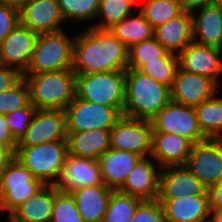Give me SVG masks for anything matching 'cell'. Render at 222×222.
<instances>
[{"instance_id":"cell-1","label":"cell","mask_w":222,"mask_h":222,"mask_svg":"<svg viewBox=\"0 0 222 222\" xmlns=\"http://www.w3.org/2000/svg\"><path fill=\"white\" fill-rule=\"evenodd\" d=\"M87 27L74 38V74L126 70L129 48L110 30Z\"/></svg>"},{"instance_id":"cell-2","label":"cell","mask_w":222,"mask_h":222,"mask_svg":"<svg viewBox=\"0 0 222 222\" xmlns=\"http://www.w3.org/2000/svg\"><path fill=\"white\" fill-rule=\"evenodd\" d=\"M170 101V87L139 70H125L124 117L151 120Z\"/></svg>"},{"instance_id":"cell-3","label":"cell","mask_w":222,"mask_h":222,"mask_svg":"<svg viewBox=\"0 0 222 222\" xmlns=\"http://www.w3.org/2000/svg\"><path fill=\"white\" fill-rule=\"evenodd\" d=\"M29 86L30 103L36 110H64L75 98L72 70L23 74Z\"/></svg>"},{"instance_id":"cell-4","label":"cell","mask_w":222,"mask_h":222,"mask_svg":"<svg viewBox=\"0 0 222 222\" xmlns=\"http://www.w3.org/2000/svg\"><path fill=\"white\" fill-rule=\"evenodd\" d=\"M74 38L64 30L39 34L24 74L72 70Z\"/></svg>"},{"instance_id":"cell-5","label":"cell","mask_w":222,"mask_h":222,"mask_svg":"<svg viewBox=\"0 0 222 222\" xmlns=\"http://www.w3.org/2000/svg\"><path fill=\"white\" fill-rule=\"evenodd\" d=\"M68 154L67 141L17 146L14 157L45 185H56Z\"/></svg>"},{"instance_id":"cell-6","label":"cell","mask_w":222,"mask_h":222,"mask_svg":"<svg viewBox=\"0 0 222 222\" xmlns=\"http://www.w3.org/2000/svg\"><path fill=\"white\" fill-rule=\"evenodd\" d=\"M75 91L82 100L124 109L125 70L75 74Z\"/></svg>"},{"instance_id":"cell-7","label":"cell","mask_w":222,"mask_h":222,"mask_svg":"<svg viewBox=\"0 0 222 222\" xmlns=\"http://www.w3.org/2000/svg\"><path fill=\"white\" fill-rule=\"evenodd\" d=\"M45 184L15 157L0 171V209L9 215Z\"/></svg>"},{"instance_id":"cell-8","label":"cell","mask_w":222,"mask_h":222,"mask_svg":"<svg viewBox=\"0 0 222 222\" xmlns=\"http://www.w3.org/2000/svg\"><path fill=\"white\" fill-rule=\"evenodd\" d=\"M124 109H114L77 98L64 109L67 132L111 129L123 116Z\"/></svg>"},{"instance_id":"cell-9","label":"cell","mask_w":222,"mask_h":222,"mask_svg":"<svg viewBox=\"0 0 222 222\" xmlns=\"http://www.w3.org/2000/svg\"><path fill=\"white\" fill-rule=\"evenodd\" d=\"M153 133L179 135L193 144L207 139L202 134L194 107L170 101L150 120Z\"/></svg>"},{"instance_id":"cell-10","label":"cell","mask_w":222,"mask_h":222,"mask_svg":"<svg viewBox=\"0 0 222 222\" xmlns=\"http://www.w3.org/2000/svg\"><path fill=\"white\" fill-rule=\"evenodd\" d=\"M185 166L207 190L222 182V140L193 144Z\"/></svg>"},{"instance_id":"cell-11","label":"cell","mask_w":222,"mask_h":222,"mask_svg":"<svg viewBox=\"0 0 222 222\" xmlns=\"http://www.w3.org/2000/svg\"><path fill=\"white\" fill-rule=\"evenodd\" d=\"M150 120L122 118L110 129V148L150 156L152 150Z\"/></svg>"},{"instance_id":"cell-12","label":"cell","mask_w":222,"mask_h":222,"mask_svg":"<svg viewBox=\"0 0 222 222\" xmlns=\"http://www.w3.org/2000/svg\"><path fill=\"white\" fill-rule=\"evenodd\" d=\"M66 140L64 110H36L29 128L18 141L17 146H35L46 142Z\"/></svg>"},{"instance_id":"cell-13","label":"cell","mask_w":222,"mask_h":222,"mask_svg":"<svg viewBox=\"0 0 222 222\" xmlns=\"http://www.w3.org/2000/svg\"><path fill=\"white\" fill-rule=\"evenodd\" d=\"M20 24L38 34L64 30L57 0H25L19 7Z\"/></svg>"},{"instance_id":"cell-14","label":"cell","mask_w":222,"mask_h":222,"mask_svg":"<svg viewBox=\"0 0 222 222\" xmlns=\"http://www.w3.org/2000/svg\"><path fill=\"white\" fill-rule=\"evenodd\" d=\"M178 67L211 79L217 86L222 75V50L191 42L178 55Z\"/></svg>"},{"instance_id":"cell-15","label":"cell","mask_w":222,"mask_h":222,"mask_svg":"<svg viewBox=\"0 0 222 222\" xmlns=\"http://www.w3.org/2000/svg\"><path fill=\"white\" fill-rule=\"evenodd\" d=\"M218 87L211 79L178 67L173 85L170 88L171 100L186 106L196 107L217 93Z\"/></svg>"},{"instance_id":"cell-16","label":"cell","mask_w":222,"mask_h":222,"mask_svg":"<svg viewBox=\"0 0 222 222\" xmlns=\"http://www.w3.org/2000/svg\"><path fill=\"white\" fill-rule=\"evenodd\" d=\"M39 34L19 25L0 44V63L24 74Z\"/></svg>"},{"instance_id":"cell-17","label":"cell","mask_w":222,"mask_h":222,"mask_svg":"<svg viewBox=\"0 0 222 222\" xmlns=\"http://www.w3.org/2000/svg\"><path fill=\"white\" fill-rule=\"evenodd\" d=\"M104 184L97 160L67 154L61 176L55 185L71 193L77 188Z\"/></svg>"},{"instance_id":"cell-18","label":"cell","mask_w":222,"mask_h":222,"mask_svg":"<svg viewBox=\"0 0 222 222\" xmlns=\"http://www.w3.org/2000/svg\"><path fill=\"white\" fill-rule=\"evenodd\" d=\"M207 189L185 165L161 168L157 199L203 195Z\"/></svg>"},{"instance_id":"cell-19","label":"cell","mask_w":222,"mask_h":222,"mask_svg":"<svg viewBox=\"0 0 222 222\" xmlns=\"http://www.w3.org/2000/svg\"><path fill=\"white\" fill-rule=\"evenodd\" d=\"M155 162L151 156L142 157L118 191L141 200L157 199L161 167Z\"/></svg>"},{"instance_id":"cell-20","label":"cell","mask_w":222,"mask_h":222,"mask_svg":"<svg viewBox=\"0 0 222 222\" xmlns=\"http://www.w3.org/2000/svg\"><path fill=\"white\" fill-rule=\"evenodd\" d=\"M164 212L165 222H209L208 192L198 196L175 199H157Z\"/></svg>"},{"instance_id":"cell-21","label":"cell","mask_w":222,"mask_h":222,"mask_svg":"<svg viewBox=\"0 0 222 222\" xmlns=\"http://www.w3.org/2000/svg\"><path fill=\"white\" fill-rule=\"evenodd\" d=\"M142 157L136 153L109 148L97 161L104 184L118 191Z\"/></svg>"},{"instance_id":"cell-22","label":"cell","mask_w":222,"mask_h":222,"mask_svg":"<svg viewBox=\"0 0 222 222\" xmlns=\"http://www.w3.org/2000/svg\"><path fill=\"white\" fill-rule=\"evenodd\" d=\"M193 143L179 135L152 133L150 156L159 167L186 165Z\"/></svg>"},{"instance_id":"cell-23","label":"cell","mask_w":222,"mask_h":222,"mask_svg":"<svg viewBox=\"0 0 222 222\" xmlns=\"http://www.w3.org/2000/svg\"><path fill=\"white\" fill-rule=\"evenodd\" d=\"M191 14L193 42L222 50V9L214 4Z\"/></svg>"},{"instance_id":"cell-24","label":"cell","mask_w":222,"mask_h":222,"mask_svg":"<svg viewBox=\"0 0 222 222\" xmlns=\"http://www.w3.org/2000/svg\"><path fill=\"white\" fill-rule=\"evenodd\" d=\"M153 37L170 53L178 55L192 41V14L184 11L179 16L156 27Z\"/></svg>"},{"instance_id":"cell-25","label":"cell","mask_w":222,"mask_h":222,"mask_svg":"<svg viewBox=\"0 0 222 222\" xmlns=\"http://www.w3.org/2000/svg\"><path fill=\"white\" fill-rule=\"evenodd\" d=\"M66 141L69 155L98 160L110 148V129L67 132Z\"/></svg>"},{"instance_id":"cell-26","label":"cell","mask_w":222,"mask_h":222,"mask_svg":"<svg viewBox=\"0 0 222 222\" xmlns=\"http://www.w3.org/2000/svg\"><path fill=\"white\" fill-rule=\"evenodd\" d=\"M112 191L101 184L77 188L71 192L84 222H102Z\"/></svg>"},{"instance_id":"cell-27","label":"cell","mask_w":222,"mask_h":222,"mask_svg":"<svg viewBox=\"0 0 222 222\" xmlns=\"http://www.w3.org/2000/svg\"><path fill=\"white\" fill-rule=\"evenodd\" d=\"M54 203V185H45L29 200L15 208L6 222H50Z\"/></svg>"},{"instance_id":"cell-28","label":"cell","mask_w":222,"mask_h":222,"mask_svg":"<svg viewBox=\"0 0 222 222\" xmlns=\"http://www.w3.org/2000/svg\"><path fill=\"white\" fill-rule=\"evenodd\" d=\"M216 94L194 107V110L204 137L222 140V97H217Z\"/></svg>"},{"instance_id":"cell-29","label":"cell","mask_w":222,"mask_h":222,"mask_svg":"<svg viewBox=\"0 0 222 222\" xmlns=\"http://www.w3.org/2000/svg\"><path fill=\"white\" fill-rule=\"evenodd\" d=\"M109 30L128 48L136 43L151 39L154 32V29L138 9L134 16L132 14L126 17Z\"/></svg>"},{"instance_id":"cell-30","label":"cell","mask_w":222,"mask_h":222,"mask_svg":"<svg viewBox=\"0 0 222 222\" xmlns=\"http://www.w3.org/2000/svg\"><path fill=\"white\" fill-rule=\"evenodd\" d=\"M137 4V5H136ZM138 9L136 0H100L96 20L91 27L109 30L115 24L134 14Z\"/></svg>"},{"instance_id":"cell-31","label":"cell","mask_w":222,"mask_h":222,"mask_svg":"<svg viewBox=\"0 0 222 222\" xmlns=\"http://www.w3.org/2000/svg\"><path fill=\"white\" fill-rule=\"evenodd\" d=\"M141 1L138 3V10L143 14L153 29L184 12L181 0Z\"/></svg>"},{"instance_id":"cell-32","label":"cell","mask_w":222,"mask_h":222,"mask_svg":"<svg viewBox=\"0 0 222 222\" xmlns=\"http://www.w3.org/2000/svg\"><path fill=\"white\" fill-rule=\"evenodd\" d=\"M142 201L120 191H112L102 222H130Z\"/></svg>"},{"instance_id":"cell-33","label":"cell","mask_w":222,"mask_h":222,"mask_svg":"<svg viewBox=\"0 0 222 222\" xmlns=\"http://www.w3.org/2000/svg\"><path fill=\"white\" fill-rule=\"evenodd\" d=\"M61 14L66 21L72 23H89L96 18L100 0H57ZM91 21V23H90Z\"/></svg>"},{"instance_id":"cell-34","label":"cell","mask_w":222,"mask_h":222,"mask_svg":"<svg viewBox=\"0 0 222 222\" xmlns=\"http://www.w3.org/2000/svg\"><path fill=\"white\" fill-rule=\"evenodd\" d=\"M168 51L154 38L136 43L128 50L127 68L140 70L147 62L157 61Z\"/></svg>"},{"instance_id":"cell-35","label":"cell","mask_w":222,"mask_h":222,"mask_svg":"<svg viewBox=\"0 0 222 222\" xmlns=\"http://www.w3.org/2000/svg\"><path fill=\"white\" fill-rule=\"evenodd\" d=\"M177 68V55L167 52L162 58L157 59V61L147 62L139 71L171 88Z\"/></svg>"},{"instance_id":"cell-36","label":"cell","mask_w":222,"mask_h":222,"mask_svg":"<svg viewBox=\"0 0 222 222\" xmlns=\"http://www.w3.org/2000/svg\"><path fill=\"white\" fill-rule=\"evenodd\" d=\"M50 222H84L71 193L60 191L54 185V203Z\"/></svg>"},{"instance_id":"cell-37","label":"cell","mask_w":222,"mask_h":222,"mask_svg":"<svg viewBox=\"0 0 222 222\" xmlns=\"http://www.w3.org/2000/svg\"><path fill=\"white\" fill-rule=\"evenodd\" d=\"M30 104L29 86L24 77L10 90L0 93V114L7 115Z\"/></svg>"},{"instance_id":"cell-38","label":"cell","mask_w":222,"mask_h":222,"mask_svg":"<svg viewBox=\"0 0 222 222\" xmlns=\"http://www.w3.org/2000/svg\"><path fill=\"white\" fill-rule=\"evenodd\" d=\"M36 108L30 103L26 108L18 109L5 115V121L13 137L19 141L29 128Z\"/></svg>"},{"instance_id":"cell-39","label":"cell","mask_w":222,"mask_h":222,"mask_svg":"<svg viewBox=\"0 0 222 222\" xmlns=\"http://www.w3.org/2000/svg\"><path fill=\"white\" fill-rule=\"evenodd\" d=\"M130 222H165L162 204L157 200H143Z\"/></svg>"},{"instance_id":"cell-40","label":"cell","mask_w":222,"mask_h":222,"mask_svg":"<svg viewBox=\"0 0 222 222\" xmlns=\"http://www.w3.org/2000/svg\"><path fill=\"white\" fill-rule=\"evenodd\" d=\"M19 23L18 6L0 2V44Z\"/></svg>"},{"instance_id":"cell-41","label":"cell","mask_w":222,"mask_h":222,"mask_svg":"<svg viewBox=\"0 0 222 222\" xmlns=\"http://www.w3.org/2000/svg\"><path fill=\"white\" fill-rule=\"evenodd\" d=\"M22 78L23 74L17 69L2 65L0 63V93L10 90Z\"/></svg>"},{"instance_id":"cell-42","label":"cell","mask_w":222,"mask_h":222,"mask_svg":"<svg viewBox=\"0 0 222 222\" xmlns=\"http://www.w3.org/2000/svg\"><path fill=\"white\" fill-rule=\"evenodd\" d=\"M0 142L3 143L13 154L17 149L18 141L13 137L9 126L5 121V115L0 114Z\"/></svg>"},{"instance_id":"cell-43","label":"cell","mask_w":222,"mask_h":222,"mask_svg":"<svg viewBox=\"0 0 222 222\" xmlns=\"http://www.w3.org/2000/svg\"><path fill=\"white\" fill-rule=\"evenodd\" d=\"M207 192L210 210L222 211V182L210 187Z\"/></svg>"},{"instance_id":"cell-44","label":"cell","mask_w":222,"mask_h":222,"mask_svg":"<svg viewBox=\"0 0 222 222\" xmlns=\"http://www.w3.org/2000/svg\"><path fill=\"white\" fill-rule=\"evenodd\" d=\"M184 11L192 13L193 11L214 5L216 0H181Z\"/></svg>"},{"instance_id":"cell-45","label":"cell","mask_w":222,"mask_h":222,"mask_svg":"<svg viewBox=\"0 0 222 222\" xmlns=\"http://www.w3.org/2000/svg\"><path fill=\"white\" fill-rule=\"evenodd\" d=\"M14 157V154L0 142V171L9 163Z\"/></svg>"},{"instance_id":"cell-46","label":"cell","mask_w":222,"mask_h":222,"mask_svg":"<svg viewBox=\"0 0 222 222\" xmlns=\"http://www.w3.org/2000/svg\"><path fill=\"white\" fill-rule=\"evenodd\" d=\"M209 222H222V211L211 210Z\"/></svg>"},{"instance_id":"cell-47","label":"cell","mask_w":222,"mask_h":222,"mask_svg":"<svg viewBox=\"0 0 222 222\" xmlns=\"http://www.w3.org/2000/svg\"><path fill=\"white\" fill-rule=\"evenodd\" d=\"M25 0H0V2H4V3H9V4H13L16 6H20Z\"/></svg>"},{"instance_id":"cell-48","label":"cell","mask_w":222,"mask_h":222,"mask_svg":"<svg viewBox=\"0 0 222 222\" xmlns=\"http://www.w3.org/2000/svg\"><path fill=\"white\" fill-rule=\"evenodd\" d=\"M215 4L222 9V0H216Z\"/></svg>"}]
</instances>
